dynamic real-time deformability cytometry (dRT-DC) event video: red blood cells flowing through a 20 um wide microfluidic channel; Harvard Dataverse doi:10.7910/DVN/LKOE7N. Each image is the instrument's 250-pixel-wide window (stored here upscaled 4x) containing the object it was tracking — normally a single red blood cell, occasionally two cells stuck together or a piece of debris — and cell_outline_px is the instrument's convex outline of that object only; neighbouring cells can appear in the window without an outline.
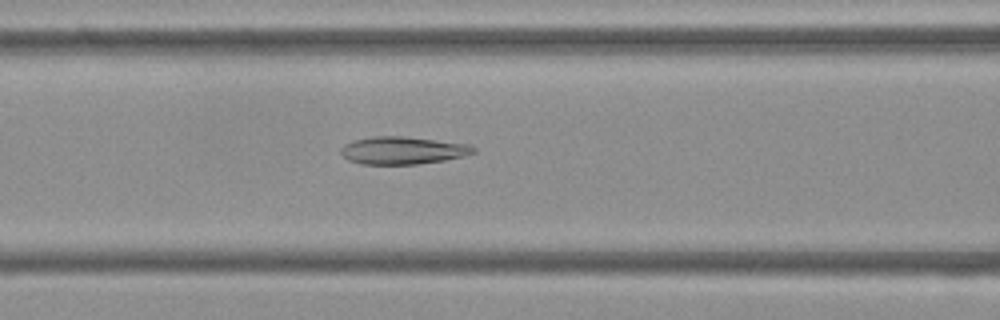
{"species": "Egyptian fruit bat (a non-hibernating species)", "species_latin": "Rousettus aegyptiacus", "temperature_condition": "cold", "stored_images_in_passage": 53, "camera_frame_rate_fps": 3000, "um_per_image_px": 0.085, "frame": {"image": 1, "passage_image": 22, "time_ms": 7.0, "image_size_px": [1000, 320], "cell_outline_px": [[476, 152], [464, 156], [444, 160], [416, 164], [360, 164], [348, 160], [340, 152], [340, 148], [344, 144], [352, 140], [372, 136], [404, 136], [472, 144], [476, 148]], "centroid_in_image_um": [34.24, 12.77], "position_along_channel_um": 132.4, "area_um2": 21.56}}
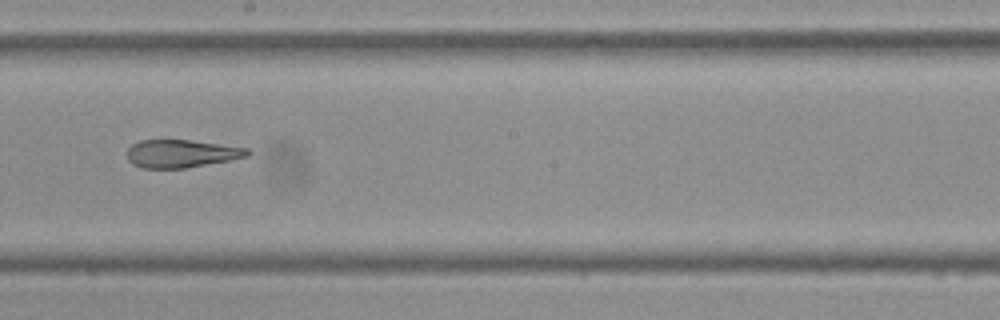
{"frame": {"image": 2, "passage_image": 30, "time_ms": 9.667, "image_size_px": [1000, 320], "cell_outline_px": [[252, 152], [248, 156], [228, 160], [184, 168], [140, 168], [132, 164], [128, 160], [128, 148], [132, 144], [140, 140], [192, 140], [248, 148]], "centroid_in_image_um": [15.4, 13.05], "position_along_channel_um": 232.8, "area_um2": 19.48}}
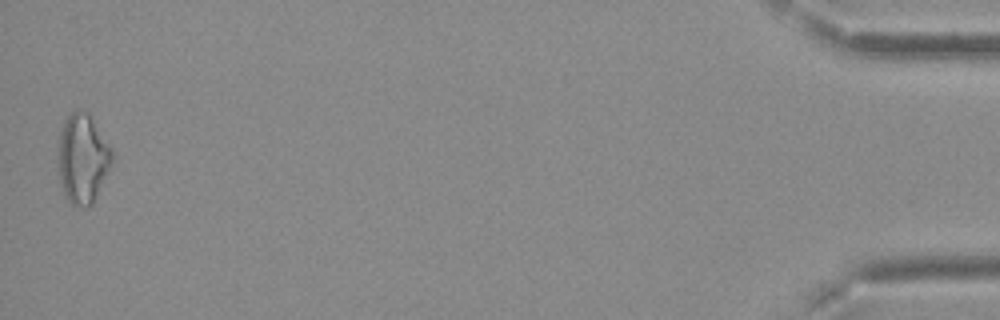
{"frame": {"image": 3, "passage_image": 53, "time_ms": 17.333, "image_size_px": [1000, 320], "cell_outline_px": [[112, 160], [92, 204], [88, 208], [72, 204], [64, 196], [60, 184], [60, 132], [64, 120], [76, 108], [80, 108], [88, 112], [112, 148]], "centroid_in_image_um": [7.03, 13.45], "position_along_channel_um": 428.2, "area_um2": 27.57}, "authors_computed_cell_mechanics": {"area_um2": 22.5998, "velocity_mm_per_s": 3.7686, "shape_relaxation_time_tau1_ms": null, "shape_relaxation_time_tau2_ms": 3.1403, "deformation_change_tau1": null, "deformation_change_tau2": 0.0923}}